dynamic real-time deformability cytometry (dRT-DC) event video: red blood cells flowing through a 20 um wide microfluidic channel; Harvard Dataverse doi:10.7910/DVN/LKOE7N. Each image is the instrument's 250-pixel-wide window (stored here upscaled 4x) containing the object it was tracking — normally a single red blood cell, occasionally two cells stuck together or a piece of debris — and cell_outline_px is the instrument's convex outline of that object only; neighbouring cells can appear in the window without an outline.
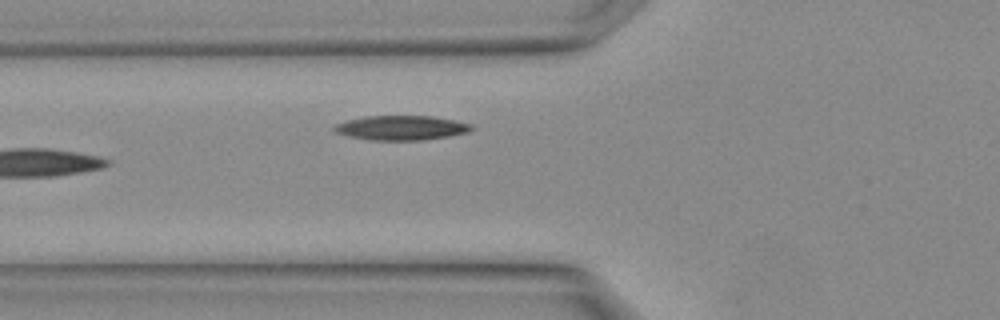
{"species": "Egyptian fruit bat (a non-hibernating species)", "species_latin": "Rousettus aegyptiacus", "temperature_condition": "warm", "stored_images_in_passage": 2, "camera_frame_rate_fps": 3000, "um_per_image_px": 0.085, "animal": {"sex": "female"}, "frame": {"image": 1, "passage_image": 2, "time_ms": 0.333, "image_size_px": [1000, 320], "cell_outline_px": [[476, 128], [468, 132], [448, 136], [424, 140], [368, 140], [348, 136], [336, 132], [332, 128], [332, 124], [348, 120], [368, 116], [432, 116], [472, 124]], "centroid_in_image_um": [34.09, 10.87], "position_along_channel_um": 91.7, "area_um2": 19.65}}